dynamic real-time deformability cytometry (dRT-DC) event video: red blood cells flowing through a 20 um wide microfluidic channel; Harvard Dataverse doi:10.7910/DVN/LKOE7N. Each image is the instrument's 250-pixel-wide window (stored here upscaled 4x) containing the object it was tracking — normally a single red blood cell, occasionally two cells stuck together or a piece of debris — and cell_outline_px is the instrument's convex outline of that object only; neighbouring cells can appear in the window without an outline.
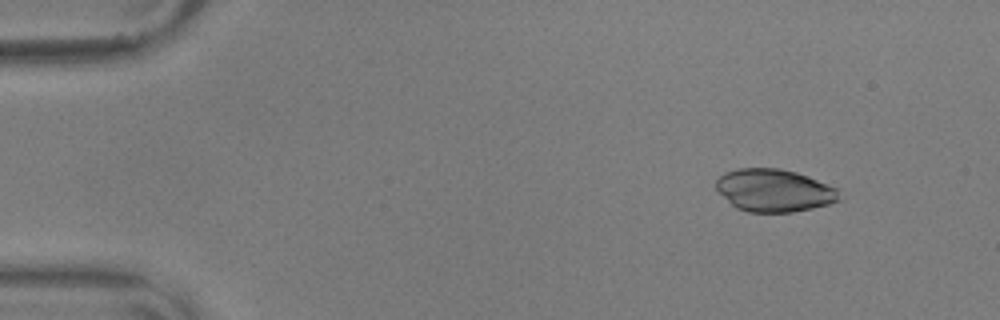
{"species": "common noctule bat (a hibernating species)", "species_latin": "Nyctalus noctula", "temperature_condition": "warm", "stored_images_in_passage": 56, "camera_frame_rate_fps": 3000, "um_per_image_px": 0.085, "animal": {"sex": "male", "body_mass_g": 17.9, "forearm_length_mm": 54.2}, "frame": {"image": 1, "passage_image": 6, "time_ms": 1.667, "image_size_px": [1000, 320], "cell_outline_px": [[840, 200], [828, 204], [812, 208], [792, 212], [748, 212], [736, 208], [716, 188], [716, 180], [724, 172], [740, 168], [780, 168], [796, 172], [808, 176], [836, 188]], "centroid_in_image_um": [65.79, 16.18], "position_along_channel_um": 19.2, "area_um2": 30.35}}
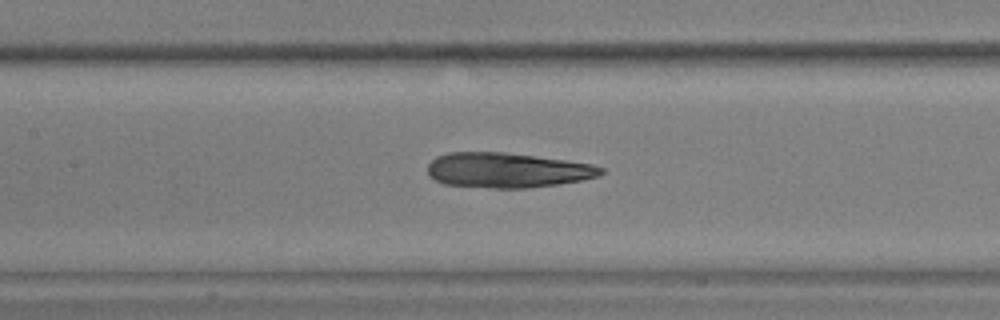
{"frame": {"image": 2, "passage_image": 26, "time_ms": 8.333, "image_size_px": [1000, 320], "cell_outline_px": [[604, 172], [600, 176], [560, 184], [528, 188], [492, 188], [444, 184], [428, 176], [428, 164], [436, 156], [448, 152], [504, 152], [564, 160], [592, 164], [604, 168]], "centroid_in_image_um": [43.1, 14.47], "position_along_channel_um": 164.3, "area_um2": 35.37}}
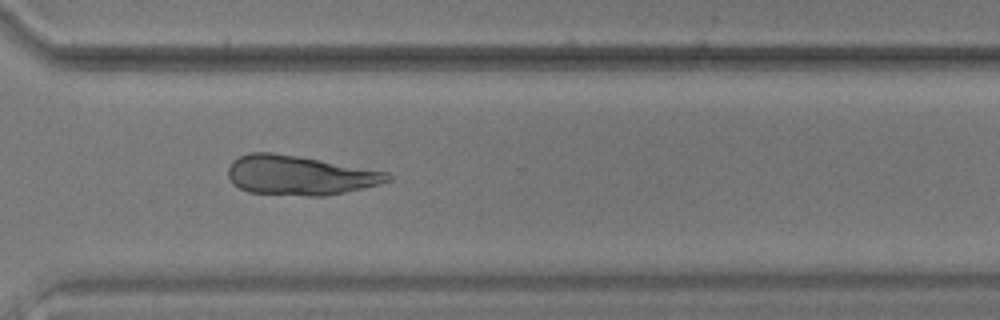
{"frame": {"image": 3, "passage_image": 41, "time_ms": 13.333, "image_size_px": [1000, 320], "cell_outline_px": [[392, 180], [344, 192], [324, 196], [308, 196], [248, 192], [232, 184], [228, 176], [228, 168], [232, 160], [248, 152], [272, 152], [296, 156], [388, 172], [392, 176]], "centroid_in_image_um": [25.4, 14.9], "position_along_channel_um": 345.2, "area_um2": 36.36}}